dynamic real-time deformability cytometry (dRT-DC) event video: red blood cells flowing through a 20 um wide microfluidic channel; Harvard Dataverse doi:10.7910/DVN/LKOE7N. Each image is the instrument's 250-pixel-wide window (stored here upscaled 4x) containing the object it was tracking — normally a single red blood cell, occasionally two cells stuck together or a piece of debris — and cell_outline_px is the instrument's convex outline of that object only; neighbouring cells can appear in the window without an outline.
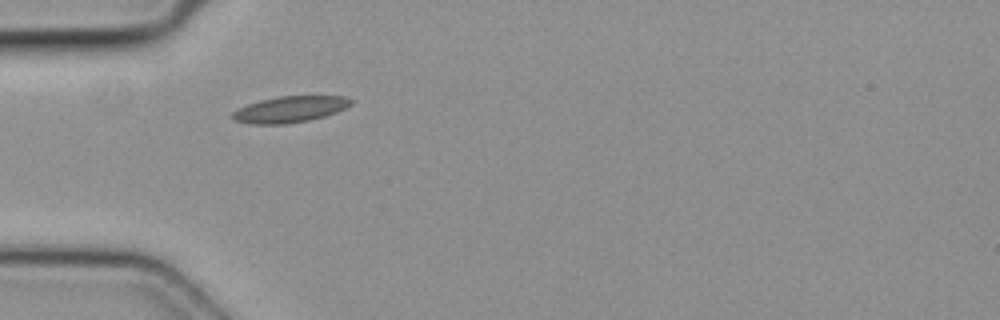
{"species": "common noctule bat (a hibernating species)", "species_latin": "Nyctalus noctula", "temperature_condition": "cold", "stored_images_in_passage": 7, "camera_frame_rate_fps": 3000, "um_per_image_px": 0.085, "animal": {"sex": "female", "body_mass_g": 19.3, "forearm_length_mm": 54.1}, "frame": {"image": 1, "passage_image": 4, "time_ms": 1.0, "image_size_px": [1000, 320], "cell_outline_px": [[352, 104], [336, 112], [324, 116], [308, 120], [284, 124], [248, 124], [232, 120], [232, 112], [236, 108], [260, 100], [276, 96], [348, 96], [352, 100]], "centroid_in_image_um": [24.6, 9.29], "position_along_channel_um": 60.4, "area_um2": 18.21}}
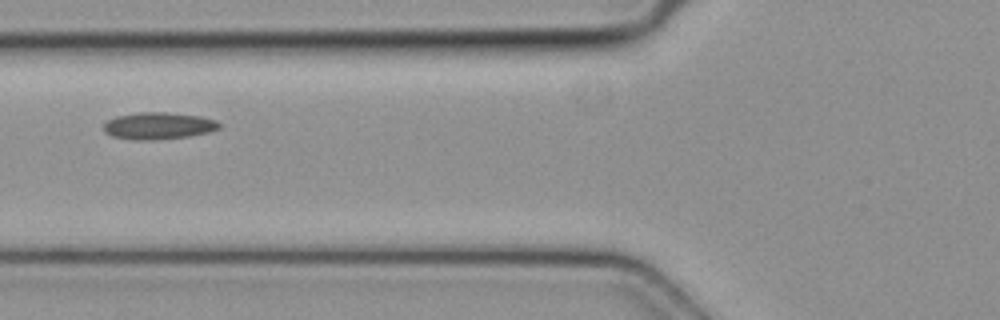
{"frame": {"image": 2, "passage_image": 5, "time_ms": 1.333, "image_size_px": [1000, 320], "cell_outline_px": [[220, 128], [208, 132], [188, 136], [152, 140], [136, 140], [112, 136], [104, 132], [104, 124], [108, 120], [116, 116], [140, 112], [168, 112], [200, 116], [216, 120], [220, 124]], "centroid_in_image_um": [13.46, 10.69], "position_along_channel_um": 112.3, "area_um2": 18.09}}
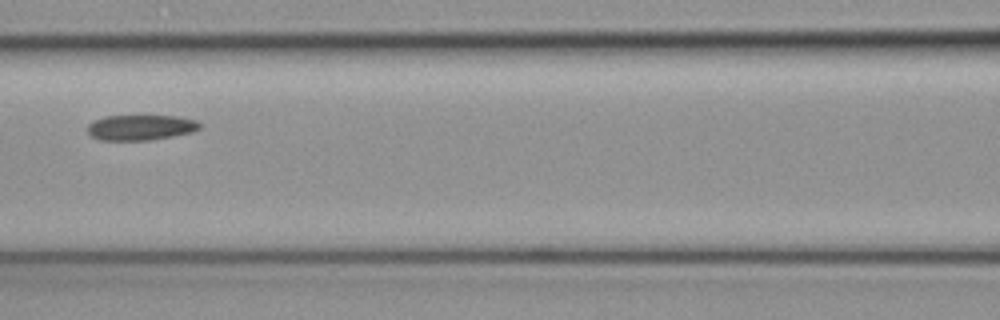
{"frame": {"image": 3, "passage_image": 6, "time_ms": 1.667, "image_size_px": [1000, 320], "cell_outline_px": [[200, 128], [192, 132], [172, 136], [148, 140], [100, 140], [92, 136], [88, 132], [88, 124], [92, 120], [104, 116], [180, 116], [196, 120], [200, 124]], "centroid_in_image_um": [11.94, 10.82], "position_along_channel_um": 154.7, "area_um2": 16.59}}